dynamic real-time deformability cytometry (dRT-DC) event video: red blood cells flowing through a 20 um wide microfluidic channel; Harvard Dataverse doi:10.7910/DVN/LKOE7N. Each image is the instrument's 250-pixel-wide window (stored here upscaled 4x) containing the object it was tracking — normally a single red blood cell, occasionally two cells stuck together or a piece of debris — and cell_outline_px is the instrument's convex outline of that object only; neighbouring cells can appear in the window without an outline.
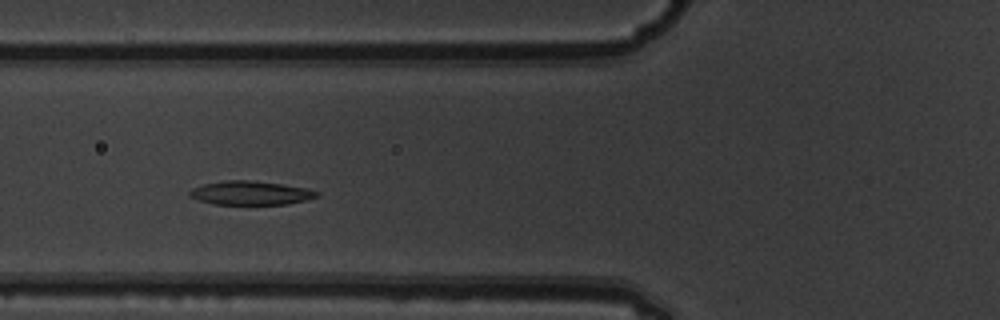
{"species": "common noctule bat (a hibernating species)", "species_latin": "Nyctalus noctula", "temperature_condition": "warm", "stored_images_in_passage": 13, "camera_frame_rate_fps": 3000, "um_per_image_px": 0.085, "animal": {"sex": "male", "body_mass_g": 19.5, "forearm_length_mm": 54.6}, "frame": {"image": 1, "passage_image": 4, "time_ms": 1.0, "image_size_px": [1000, 320], "cell_outline_px": [[320, 196], [288, 204], [212, 204], [188, 196], [188, 192], [192, 188], [204, 184], [224, 180], [252, 180], [284, 184], [304, 188], [320, 192]], "centroid_in_image_um": [21.29, 16.39], "position_along_channel_um": 104.5, "area_um2": 17.69}}
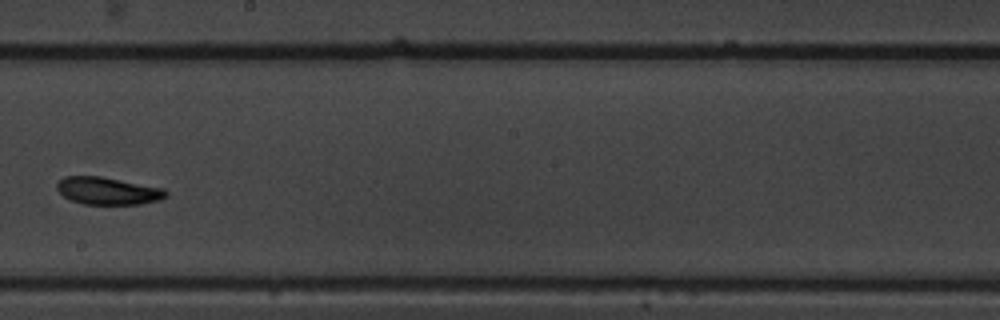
{"frame": {"image": 2, "passage_image": 7, "time_ms": 2.0, "image_size_px": [1000, 320], "cell_outline_px": [[168, 196], [160, 200], [140, 204], [84, 204], [72, 200], [64, 196], [56, 188], [56, 184], [64, 176], [100, 176], [164, 188], [168, 192]], "centroid_in_image_um": [9.19, 16.22], "position_along_channel_um": 239.0, "area_um2": 17.4}}
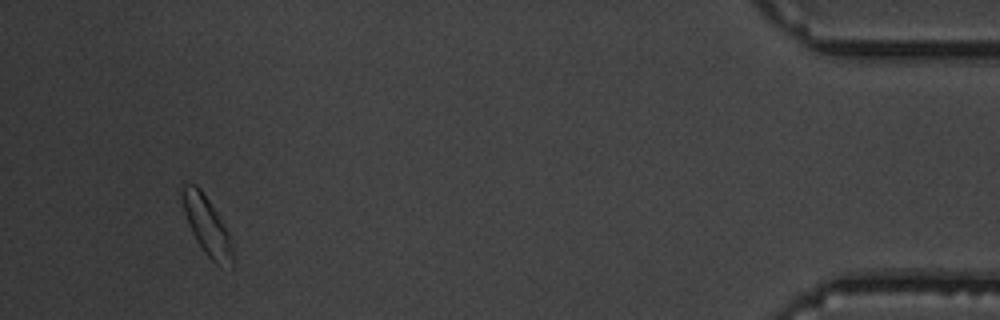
{"frame": {"image": 3, "passage_image": 12, "time_ms": 3.667, "image_size_px": [1000, 320], "cell_outline_px": [[232, 268], [220, 268], [204, 252], [196, 240], [188, 224], [184, 212], [180, 196], [180, 188], [184, 184], [196, 184], [200, 188], [216, 212], [228, 232], [232, 244]], "centroid_in_image_um": [17.56, 19.2], "position_along_channel_um": 417.6, "area_um2": 17.17}}